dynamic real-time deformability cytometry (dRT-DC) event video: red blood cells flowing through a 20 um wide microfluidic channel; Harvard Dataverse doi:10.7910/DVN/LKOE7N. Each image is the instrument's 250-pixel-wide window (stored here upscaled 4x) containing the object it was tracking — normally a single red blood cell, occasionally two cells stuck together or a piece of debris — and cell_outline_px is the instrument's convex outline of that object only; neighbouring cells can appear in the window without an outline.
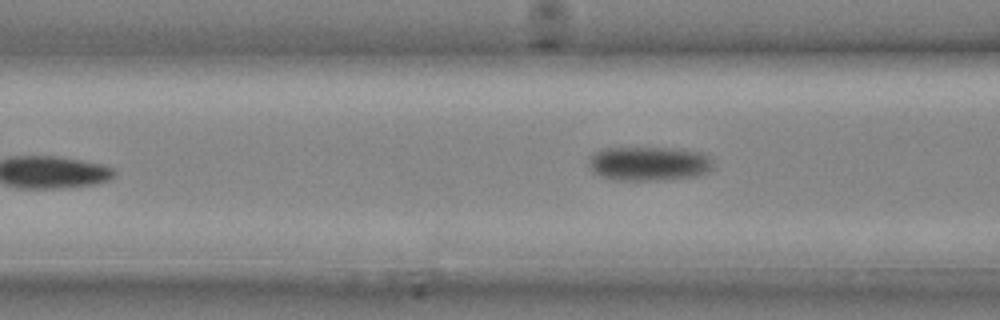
{"species": "common noctule bat (a hibernating species)", "species_latin": "Nyctalus noctula", "temperature_condition": "cold", "stored_images_in_passage": 11, "camera_frame_rate_fps": 3000, "um_per_image_px": 0.085, "animal": {"sex": "male", "body_mass_g": 20.4}, "frame": {"image": 1, "passage_image": 11, "time_ms": 3.333, "image_size_px": [1000, 320], "cell_outline_px": [[716, 168], [700, 176], [656, 180], [620, 180], [600, 176], [592, 172], [588, 164], [588, 156], [592, 152], [600, 148], [672, 148], [700, 152], [708, 156], [712, 160]], "centroid_in_image_um": [55.14, 13.9], "position_along_channel_um": 111.5, "area_um2": 25.26}}